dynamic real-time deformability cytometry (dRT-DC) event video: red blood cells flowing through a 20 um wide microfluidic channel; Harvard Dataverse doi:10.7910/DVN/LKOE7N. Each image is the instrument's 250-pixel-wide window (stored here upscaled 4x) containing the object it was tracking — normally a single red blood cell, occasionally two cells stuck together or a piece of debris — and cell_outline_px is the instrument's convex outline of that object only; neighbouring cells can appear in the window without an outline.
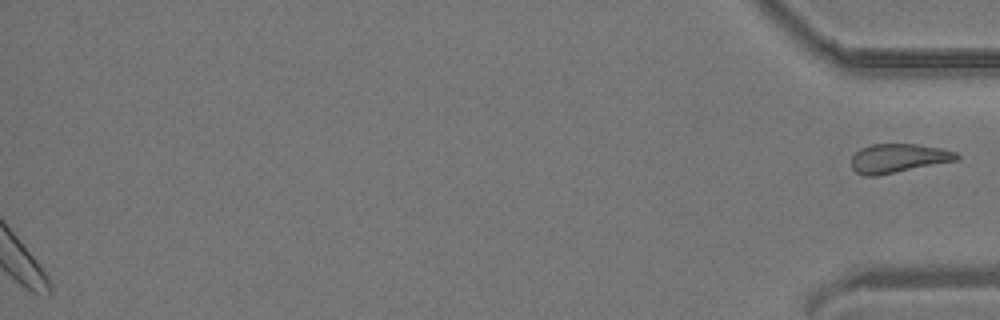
{"species": "common noctule bat (a hibernating species)", "species_latin": "Nyctalus noctula", "temperature_condition": "room temperature", "stored_images_in_passage": 42, "segment_of_instrument_passage": [2, 2], "camera_frame_rate_fps": 3000, "um_per_image_px": 0.085, "animal": {"sex": "male", "body_mass_g": 19.2, "forearm_length_mm": 51.8}, "frame": {"image": 1, "passage_image": 42, "time_ms": 13.667, "image_size_px": [1000, 320], "cell_outline_px": [[960, 160], [876, 176], [864, 176], [856, 172], [852, 168], [852, 156], [860, 148], [872, 144], [916, 144], [940, 148], [956, 152], [960, 156]], "centroid_in_image_um": [76.37, 13.45], "position_along_channel_um": 358.8, "area_um2": 17.86}}